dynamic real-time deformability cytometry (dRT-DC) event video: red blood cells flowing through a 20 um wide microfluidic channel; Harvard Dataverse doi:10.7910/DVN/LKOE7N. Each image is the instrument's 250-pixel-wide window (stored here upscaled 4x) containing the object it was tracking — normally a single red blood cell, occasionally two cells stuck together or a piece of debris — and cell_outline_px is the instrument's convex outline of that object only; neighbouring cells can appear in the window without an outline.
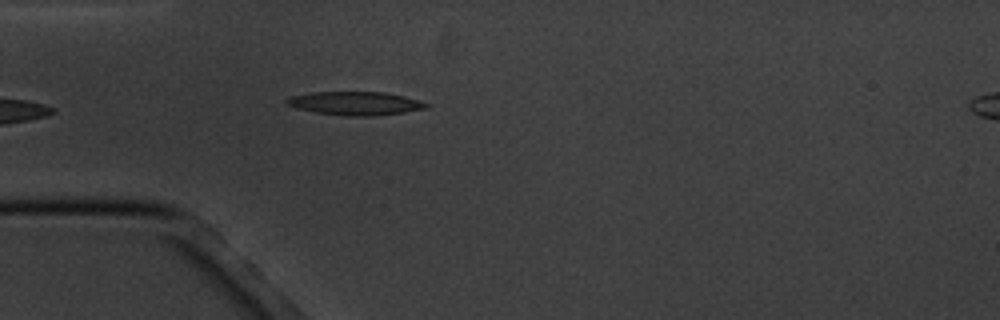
{"species": "common noctule bat (a hibernating species)", "species_latin": "Nyctalus noctula", "temperature_condition": "cold", "stored_images_in_passage": 4, "camera_frame_rate_fps": 3000, "um_per_image_px": 0.085, "animal": {"sex": "male", "body_mass_g": 20.1, "forearm_length_mm": 53.5}, "frame": {"image": 1, "passage_image": 4, "time_ms": 4.333, "image_size_px": [1000, 320], "cell_outline_px": [[428, 108], [404, 112], [372, 116], [344, 116], [316, 112], [296, 108], [288, 104], [284, 100], [288, 96], [312, 92], [384, 92], [404, 96], [420, 100], [428, 104]], "centroid_in_image_um": [30.19, 8.78], "position_along_channel_um": 54.8, "area_um2": 19.13}}